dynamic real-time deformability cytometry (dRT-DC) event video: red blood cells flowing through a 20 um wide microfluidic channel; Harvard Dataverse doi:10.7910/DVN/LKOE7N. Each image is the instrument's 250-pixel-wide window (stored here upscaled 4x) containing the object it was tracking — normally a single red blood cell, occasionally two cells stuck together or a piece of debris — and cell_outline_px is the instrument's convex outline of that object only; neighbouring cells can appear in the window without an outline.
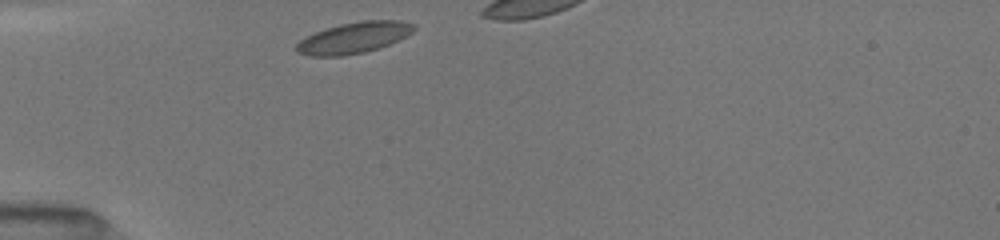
{"species": "common noctule bat (a hibernating species)", "species_latin": "Nyctalus noctula", "temperature_condition": "room temperature", "stored_images_in_passage": 4, "camera_frame_rate_fps": 3000, "um_per_image_px": 0.085, "animal": {"sex": "female", "body_mass_g": 19.5, "forearm_length_mm": 54.1}, "frame": {"image": 1, "passage_image": 1, "time_ms": 0.0, "image_size_px": [1000, 240], "cell_outline_px": [[416, 28], [412, 32], [380, 48], [364, 52], [344, 56], [308, 56], [296, 52], [296, 44], [300, 40], [324, 28], [340, 24], [360, 20], [400, 20], [416, 24]], "centroid_in_image_um": [30.07, 3.2], "position_along_channel_um": 54.9, "area_um2": 21.33}}